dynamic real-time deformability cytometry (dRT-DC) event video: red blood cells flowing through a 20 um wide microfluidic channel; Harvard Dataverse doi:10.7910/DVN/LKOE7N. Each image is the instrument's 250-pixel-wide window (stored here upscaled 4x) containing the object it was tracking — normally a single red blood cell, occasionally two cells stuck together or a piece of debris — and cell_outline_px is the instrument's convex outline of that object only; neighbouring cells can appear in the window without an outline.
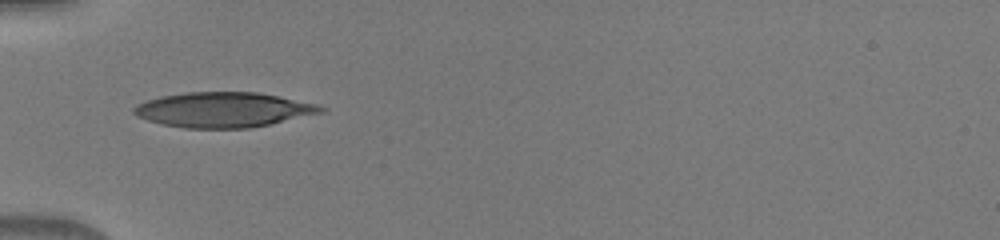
{"species": "human", "species_latin": "Homo sapiens", "temperature_condition": "warm", "stored_images_in_passage": 33, "camera_frame_rate_fps": 3000, "um_per_image_px": 0.085, "donor": {"sex": "male"}, "frame": {"image": 1, "passage_image": 1, "time_ms": 0.0, "image_size_px": [1000, 240], "cell_outline_px": [[328, 108], [324, 112], [268, 124], [248, 128], [184, 128], [160, 124], [136, 116], [132, 112], [132, 108], [136, 104], [160, 96], [184, 92], [256, 92], [316, 104]], "centroid_in_image_um": [18.93, 9.33], "position_along_channel_um": 66.1, "area_um2": 38.03}}
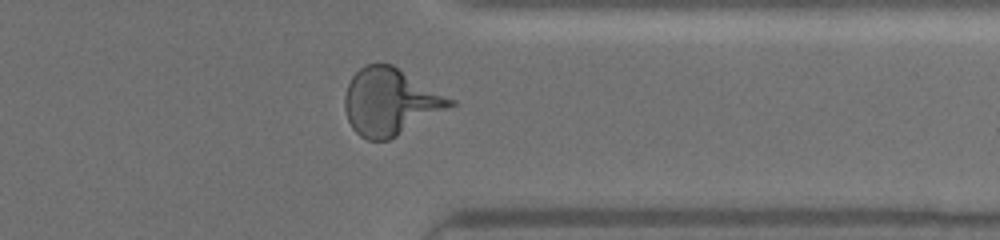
{"frame": {"image": 2, "passage_image": 24, "time_ms": 7.667, "image_size_px": [1000, 240], "cell_outline_px": [[456, 104], [396, 136], [388, 140], [368, 140], [360, 136], [352, 128], [348, 120], [344, 108], [344, 96], [348, 84], [352, 76], [364, 64], [392, 64], [456, 100]], "centroid_in_image_um": [33.15, 8.64], "position_along_channel_um": 378.2, "area_um2": 40.86}}
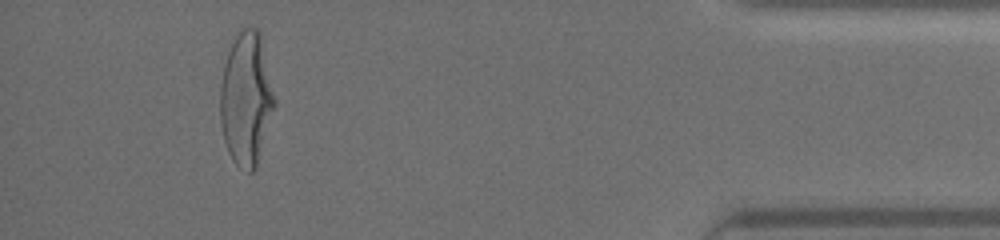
{"frame": {"image": 3, "passage_image": 30, "time_ms": 9.667, "image_size_px": [1000, 240], "cell_outline_px": [[276, 104], [256, 168], [252, 172], [248, 172], [236, 164], [232, 160], [228, 152], [224, 140], [220, 120], [220, 88], [228, 40], [244, 28], [256, 28], [260, 32], [276, 100]], "centroid_in_image_um": [20.92, 8.36], "position_along_channel_um": 414.3, "area_um2": 42.71}}